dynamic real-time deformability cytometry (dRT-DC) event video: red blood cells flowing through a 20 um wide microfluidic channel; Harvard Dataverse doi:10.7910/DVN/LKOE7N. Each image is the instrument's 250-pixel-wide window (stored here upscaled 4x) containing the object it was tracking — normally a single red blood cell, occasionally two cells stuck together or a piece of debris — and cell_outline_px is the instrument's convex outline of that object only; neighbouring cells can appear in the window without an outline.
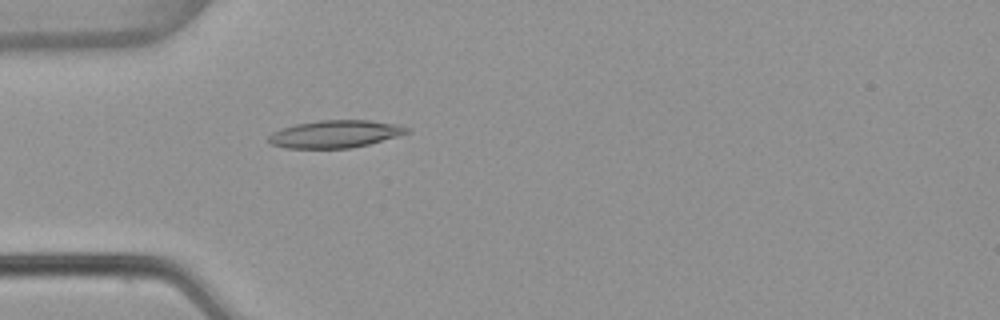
{"species": "common noctule bat (a hibernating species)", "species_latin": "Nyctalus noctula", "temperature_condition": "warm", "stored_images_in_passage": 1, "camera_frame_rate_fps": 3000, "um_per_image_px": 0.085, "animal": {"sex": "female", "body_mass_g": 22.7, "forearm_length_mm": 54.2}, "frame": {"image": 1, "passage_image": 1, "time_ms": 0.0, "image_size_px": [1000, 320], "cell_outline_px": [[412, 132], [368, 144], [352, 148], [284, 148], [272, 144], [268, 140], [268, 136], [272, 132], [280, 128], [296, 124], [320, 120], [368, 120], [392, 124], [408, 128]], "centroid_in_image_um": [28.44, 11.39], "position_along_channel_um": 56.6, "area_um2": 22.02}}